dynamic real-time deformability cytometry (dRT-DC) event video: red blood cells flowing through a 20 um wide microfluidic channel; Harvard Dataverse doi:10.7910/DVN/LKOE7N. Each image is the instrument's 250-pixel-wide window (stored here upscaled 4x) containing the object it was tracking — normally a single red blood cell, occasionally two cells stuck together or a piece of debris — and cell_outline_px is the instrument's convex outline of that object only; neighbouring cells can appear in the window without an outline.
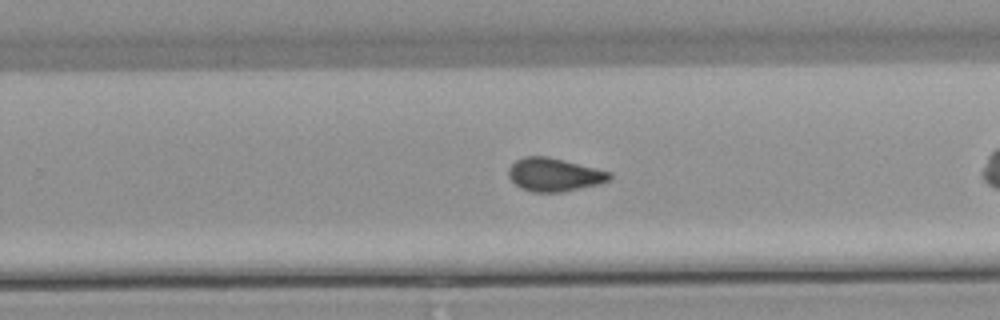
{"species": "common noctule bat (a hibernating species)", "species_latin": "Nyctalus noctula", "temperature_condition": "warm", "stored_images_in_passage": 28, "camera_frame_rate_fps": 3000, "um_per_image_px": 0.085, "animal": {"sex": "male", "body_mass_g": 21.5, "forearm_length_mm": 52.0}, "frame": {"image": 1, "passage_image": 20, "time_ms": 6.333, "image_size_px": [1000, 320], "cell_outline_px": [[612, 180], [600, 184], [560, 192], [532, 192], [520, 188], [508, 176], [508, 168], [516, 160], [524, 156], [548, 156], [612, 172]], "centroid_in_image_um": [47.13, 14.84], "position_along_channel_um": 282.7, "area_um2": 19.71}}